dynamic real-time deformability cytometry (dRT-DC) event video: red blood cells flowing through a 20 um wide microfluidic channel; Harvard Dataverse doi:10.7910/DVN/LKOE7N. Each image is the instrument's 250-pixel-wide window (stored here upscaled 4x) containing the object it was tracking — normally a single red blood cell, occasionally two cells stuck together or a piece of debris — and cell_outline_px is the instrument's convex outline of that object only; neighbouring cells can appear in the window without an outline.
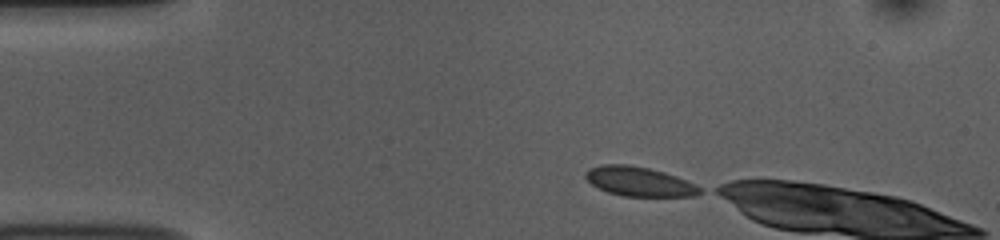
{"species": "common noctule bat (a hibernating species)", "species_latin": "Nyctalus noctula", "temperature_condition": "room temperature", "stored_images_in_passage": 5, "camera_frame_rate_fps": 3000, "um_per_image_px": 0.085, "animal": {"sex": "female", "body_mass_g": 10.0, "forearm_length_mm": 53.1}, "frame": {"image": 1, "passage_image": 1, "time_ms": 0.0, "image_size_px": [1000, 240], "cell_outline_px": [[704, 192], [692, 196], [624, 196], [608, 192], [592, 184], [584, 176], [584, 172], [588, 168], [604, 164], [628, 164], [648, 168], [664, 172], [676, 176], [696, 184], [704, 188]], "centroid_in_image_um": [54.36, 15.42], "position_along_channel_um": 30.6, "area_um2": 19.65}}